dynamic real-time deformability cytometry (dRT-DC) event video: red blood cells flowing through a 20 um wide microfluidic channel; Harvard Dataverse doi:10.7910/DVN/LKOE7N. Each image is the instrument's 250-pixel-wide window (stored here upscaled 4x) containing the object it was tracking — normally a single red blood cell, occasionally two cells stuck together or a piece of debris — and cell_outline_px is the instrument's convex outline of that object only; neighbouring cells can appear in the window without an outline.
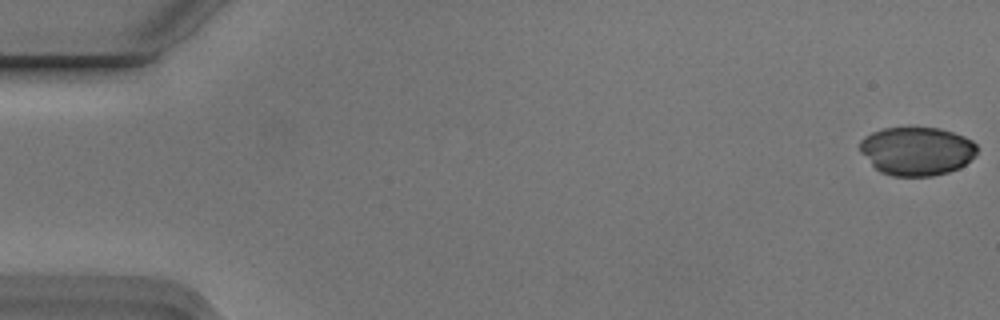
{"species": "Egyptian fruit bat (a non-hibernating species)", "species_latin": "Rousettus aegyptiacus", "temperature_condition": "cold", "stored_images_in_passage": 8, "camera_frame_rate_fps": 3000, "um_per_image_px": 0.085, "animal": {"sex": "male"}, "frame": {"image": 1, "passage_image": 1, "time_ms": 0.0, "image_size_px": [1000, 320], "cell_outline_px": [[976, 156], [960, 168], [948, 172], [932, 176], [892, 176], [880, 172], [860, 152], [860, 140], [864, 136], [872, 132], [884, 128], [940, 128], [964, 136], [972, 140], [976, 144]], "centroid_in_image_um": [77.94, 12.84], "position_along_channel_um": 7.1, "area_um2": 33.18}}